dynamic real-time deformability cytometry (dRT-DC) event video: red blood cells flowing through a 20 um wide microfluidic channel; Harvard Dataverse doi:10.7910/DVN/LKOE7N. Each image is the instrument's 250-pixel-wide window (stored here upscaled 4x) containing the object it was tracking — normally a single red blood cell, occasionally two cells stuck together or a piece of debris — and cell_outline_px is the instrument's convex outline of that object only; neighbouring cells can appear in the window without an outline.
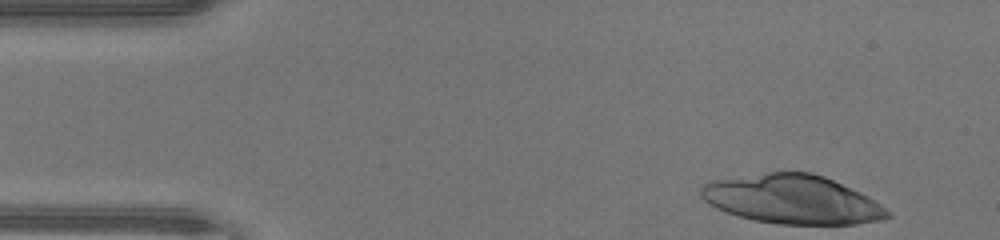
{"species": "human", "species_latin": "Homo sapiens", "temperature_condition": "warm", "stored_images_in_passage": 43, "camera_frame_rate_fps": 3000, "um_per_image_px": 0.085, "donor": {"sex": "male"}, "frame": {"image": 1, "passage_image": 1, "time_ms": 0.0, "image_size_px": [1000, 240], "cell_outline_px": [[892, 216], [880, 220], [856, 224], [780, 224], [752, 220], [716, 208], [704, 200], [700, 196], [700, 188], [708, 180], [768, 172], [812, 172], [824, 176], [860, 192], [868, 196], [892, 212]], "centroid_in_image_um": [67.33, 16.94], "position_along_channel_um": 17.7, "area_um2": 53.23}}
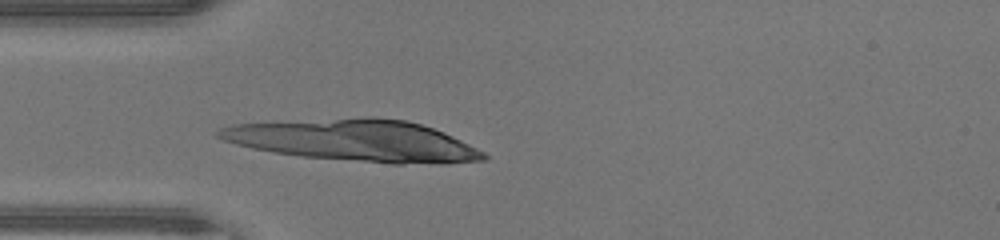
{"frame": {"image": 2, "passage_image": 10, "time_ms": 3.0, "image_size_px": [1000, 240], "cell_outline_px": [[488, 156], [484, 160], [444, 164], [392, 164], [300, 156], [252, 148], [236, 144], [224, 140], [216, 136], [216, 132], [220, 128], [232, 124], [368, 116], [372, 116], [404, 120], [420, 124], [444, 132], [484, 152]], "centroid_in_image_um": [30.14, 11.94], "position_along_channel_um": 54.9, "area_um2": 64.22}}